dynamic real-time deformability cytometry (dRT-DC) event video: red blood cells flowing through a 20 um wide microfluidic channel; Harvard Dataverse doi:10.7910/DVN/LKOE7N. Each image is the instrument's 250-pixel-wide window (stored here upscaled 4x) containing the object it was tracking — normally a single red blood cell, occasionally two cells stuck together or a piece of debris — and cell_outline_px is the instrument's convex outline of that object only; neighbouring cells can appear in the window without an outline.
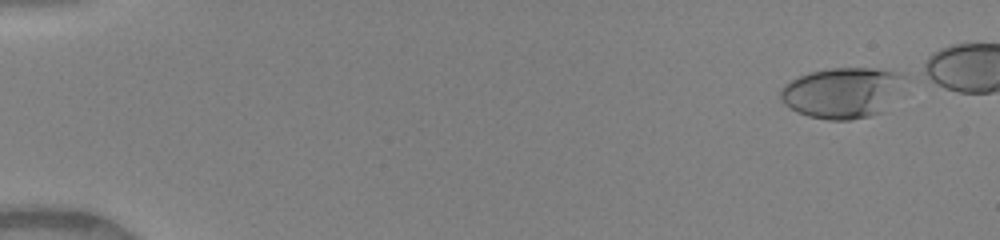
{"species": "human", "species_latin": "Homo sapiens", "temperature_condition": "warm", "stored_images_in_passage": 13, "camera_frame_rate_fps": 3000, "um_per_image_px": 0.085, "donor": {"sex": "female"}, "frame": {"image": 1, "passage_image": 1, "time_ms": 0.0, "image_size_px": [1000, 240], "cell_outline_px": [[908, 76], [884, 112], [868, 116], [848, 120], [828, 120], [808, 116], [796, 112], [784, 104], [780, 96], [780, 88], [784, 84], [800, 76], [812, 72], [832, 68], [872, 68], [892, 72]], "centroid_in_image_um": [71.58, 7.89], "position_along_channel_um": 13.4, "area_um2": 36.47}}
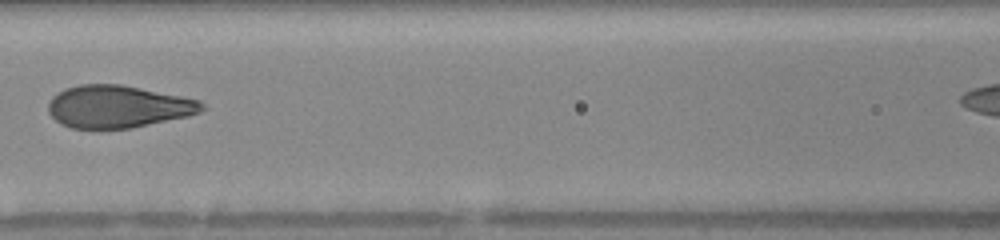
{"frame": {"image": 2, "passage_image": 8, "time_ms": 2.333, "image_size_px": [1000, 240], "cell_outline_px": [[208, 108], [200, 112], [188, 116], [132, 128], [72, 128], [60, 124], [48, 112], [48, 104], [52, 96], [56, 92], [64, 88], [80, 84], [120, 84], [200, 100]], "centroid_in_image_um": [10.02, 9.06], "position_along_channel_um": 156.6, "area_um2": 38.03}}
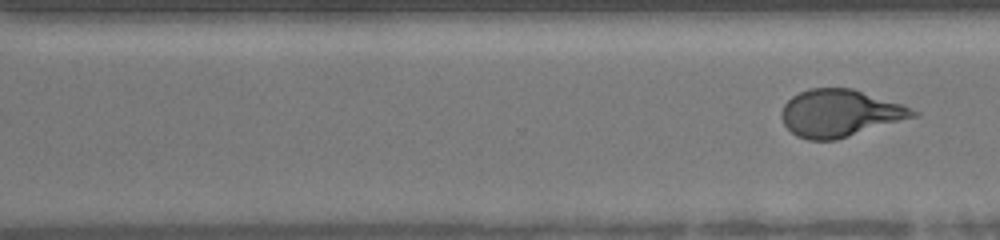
{"frame": {"image": 3, "passage_image": 13, "time_ms": 4.0, "image_size_px": [1000, 240], "cell_outline_px": [[920, 116], [836, 140], [808, 140], [796, 136], [784, 124], [780, 116], [780, 112], [784, 104], [792, 96], [808, 88], [852, 88], [900, 104], [920, 112]], "centroid_in_image_um": [71.39, 9.63], "position_along_channel_um": 299.2, "area_um2": 36.3}}